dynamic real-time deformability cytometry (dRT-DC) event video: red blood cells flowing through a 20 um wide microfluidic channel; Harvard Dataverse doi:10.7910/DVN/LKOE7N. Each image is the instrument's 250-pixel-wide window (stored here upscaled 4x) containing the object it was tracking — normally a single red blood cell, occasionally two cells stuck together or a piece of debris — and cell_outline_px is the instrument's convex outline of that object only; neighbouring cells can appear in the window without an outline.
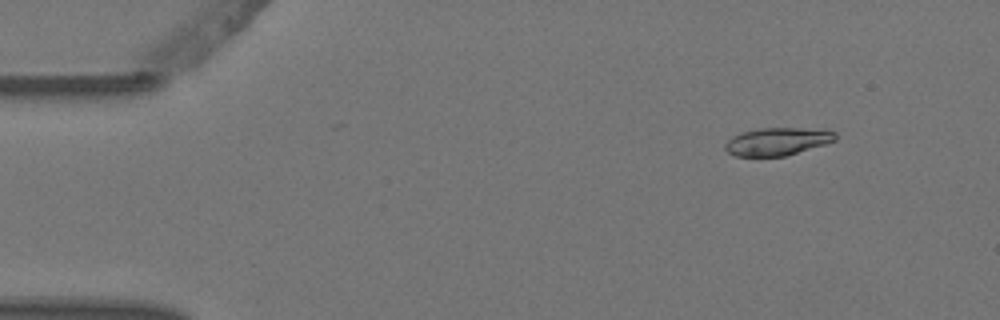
{"species": "Egyptian fruit bat (a non-hibernating species)", "species_latin": "Rousettus aegyptiacus", "temperature_condition": "warm", "stored_images_in_passage": 5, "camera_frame_rate_fps": 3000, "um_per_image_px": 0.085, "animal": {"sex": "female"}, "frame": {"image": 1, "passage_image": 2, "time_ms": 0.333, "image_size_px": [1000, 320], "cell_outline_px": [[836, 140], [824, 144], [784, 156], [736, 156], [728, 152], [724, 148], [724, 144], [732, 136], [740, 132], [760, 128], [824, 128], [836, 132]], "centroid_in_image_um": [66.08, 12.0], "position_along_channel_um": 18.9, "area_um2": 17.92}}